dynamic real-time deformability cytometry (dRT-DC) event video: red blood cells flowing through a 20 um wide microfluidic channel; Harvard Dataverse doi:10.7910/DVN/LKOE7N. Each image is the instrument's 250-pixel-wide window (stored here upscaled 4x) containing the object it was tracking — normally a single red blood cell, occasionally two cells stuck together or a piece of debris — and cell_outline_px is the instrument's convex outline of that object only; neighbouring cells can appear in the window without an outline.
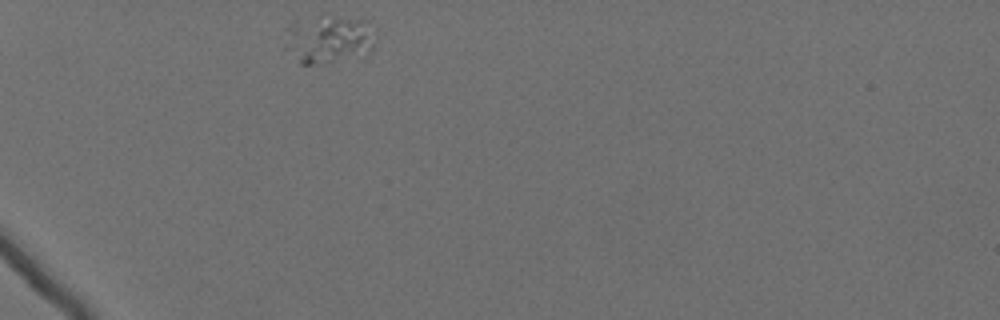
{"species": "Egyptian fruit bat (a non-hibernating species)", "species_latin": "Rousettus aegyptiacus", "temperature_condition": "cold", "stored_images_in_passage": 38, "camera_frame_rate_fps": 3000, "um_per_image_px": 0.085, "animal": {"sex": "female"}, "frame": {"image": 1, "passage_image": 1, "time_ms": 0.0, "image_size_px": [1000, 320], "cell_outline_px": [[372, 48], [328, 60], [312, 64], [300, 64], [284, 48], [324, 12], [368, 20], [372, 44]], "centroid_in_image_um": [28.1, 3.31], "position_along_channel_um": 56.9, "area_um2": 21.68}}
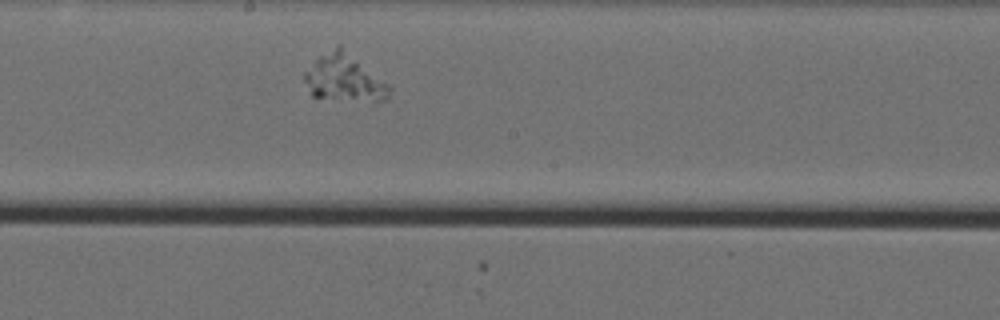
{"frame": {"image": 2, "passage_image": 17, "time_ms": 5.333, "image_size_px": [1000, 320], "cell_outline_px": [[388, 100], [376, 104], [312, 96], [304, 80], [304, 72], [320, 56], [336, 44], [340, 44], [388, 84]], "centroid_in_image_um": [29.29, 6.66], "position_along_channel_um": 218.9, "area_um2": 23.52}}
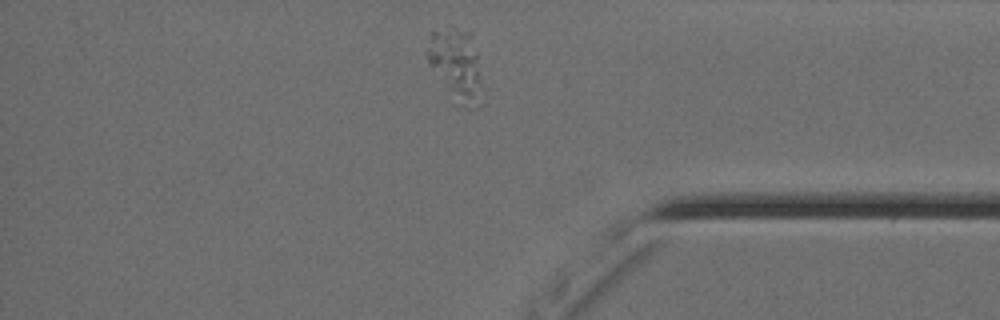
{"frame": {"image": 3, "passage_image": 33, "time_ms": 10.667, "image_size_px": [1000, 320], "cell_outline_px": [[476, 80], [468, 108], [464, 108], [460, 104], [428, 60], [424, 52], [428, 32], [452, 28], [456, 28], [472, 32], [476, 56]], "centroid_in_image_um": [38.58, 5.18], "position_along_channel_um": 396.6, "area_um2": 20.23}}